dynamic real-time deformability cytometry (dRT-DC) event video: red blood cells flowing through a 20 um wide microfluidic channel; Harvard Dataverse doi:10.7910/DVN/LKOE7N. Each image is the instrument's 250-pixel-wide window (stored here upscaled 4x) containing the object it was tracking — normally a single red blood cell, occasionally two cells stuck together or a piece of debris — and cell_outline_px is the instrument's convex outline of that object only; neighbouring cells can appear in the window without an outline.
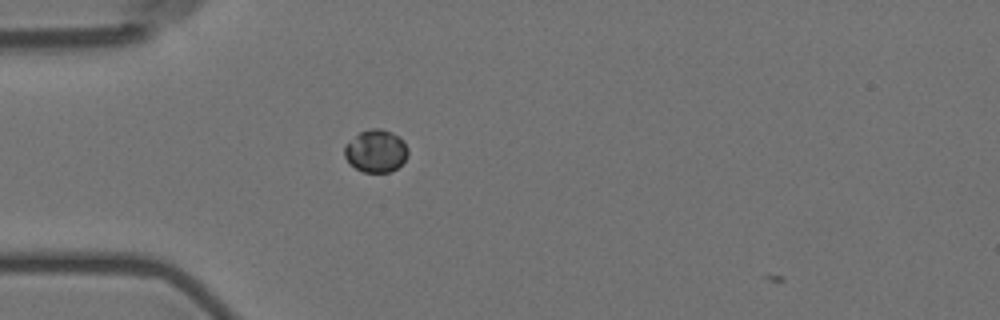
{"species": "Egyptian fruit bat (a non-hibernating species)", "species_latin": "Rousettus aegyptiacus", "temperature_condition": "room temperature", "stored_images_in_passage": 2, "camera_frame_rate_fps": 3000, "um_per_image_px": 0.085, "animal": {"sex": "female"}, "frame": {"image": 1, "passage_image": 1, "time_ms": 0.0, "image_size_px": [1000, 320], "cell_outline_px": [[408, 156], [396, 168], [388, 172], [364, 172], [356, 168], [344, 156], [344, 148], [360, 132], [372, 128], [380, 128], [392, 132], [400, 136], [404, 140], [408, 148]], "centroid_in_image_um": [32.0, 12.82], "position_along_channel_um": 53.0, "area_um2": 15.55}}